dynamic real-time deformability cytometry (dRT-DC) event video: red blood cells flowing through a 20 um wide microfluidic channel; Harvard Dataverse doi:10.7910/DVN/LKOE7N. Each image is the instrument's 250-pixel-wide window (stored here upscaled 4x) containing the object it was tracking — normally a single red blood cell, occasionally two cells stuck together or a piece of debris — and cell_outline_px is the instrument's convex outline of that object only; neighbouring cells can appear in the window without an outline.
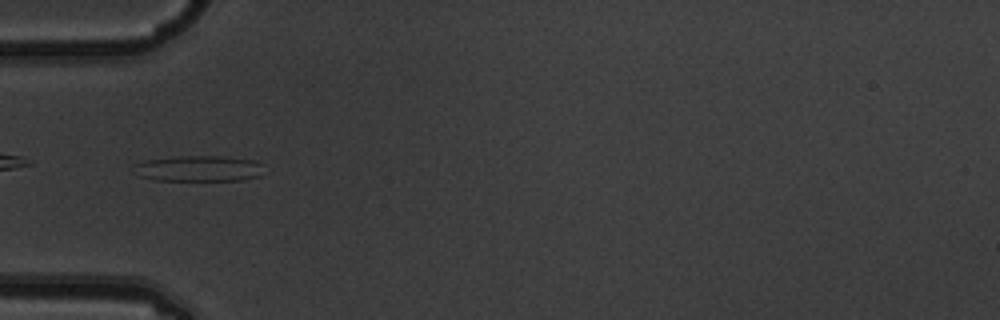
{"species": "common noctule bat (a hibernating species)", "species_latin": "Nyctalus noctula", "temperature_condition": "warm", "stored_images_in_passage": 7, "camera_frame_rate_fps": 3000, "um_per_image_px": 0.085, "animal": {"sex": "male", "body_mass_g": 19.5, "forearm_length_mm": 54.6}, "frame": {"image": 1, "passage_image": 5, "time_ms": 1.333, "image_size_px": [1000, 320], "cell_outline_px": [[264, 164], [260, 176], [244, 180], [152, 180], [140, 176], [136, 164], [148, 160], [176, 156], [224, 156], [256, 160]], "centroid_in_image_um": [17.01, 14.32], "position_along_channel_um": 68.0, "area_um2": 19.48}}
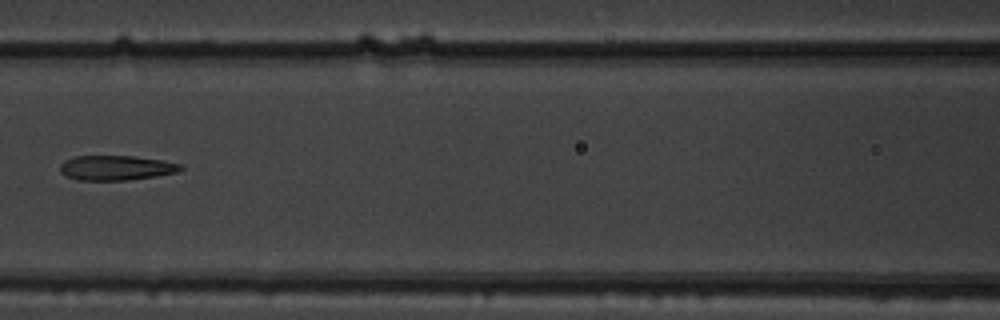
{"frame": {"image": 2, "passage_image": 7, "time_ms": 2.0, "image_size_px": [1000, 320], "cell_outline_px": [[184, 168], [180, 172], [156, 176], [128, 180], [80, 180], [64, 176], [60, 172], [60, 164], [64, 160], [76, 156], [132, 156], [160, 160], [180, 164]], "centroid_in_image_um": [9.86, 14.27], "position_along_channel_um": 156.7, "area_um2": 17.46}}